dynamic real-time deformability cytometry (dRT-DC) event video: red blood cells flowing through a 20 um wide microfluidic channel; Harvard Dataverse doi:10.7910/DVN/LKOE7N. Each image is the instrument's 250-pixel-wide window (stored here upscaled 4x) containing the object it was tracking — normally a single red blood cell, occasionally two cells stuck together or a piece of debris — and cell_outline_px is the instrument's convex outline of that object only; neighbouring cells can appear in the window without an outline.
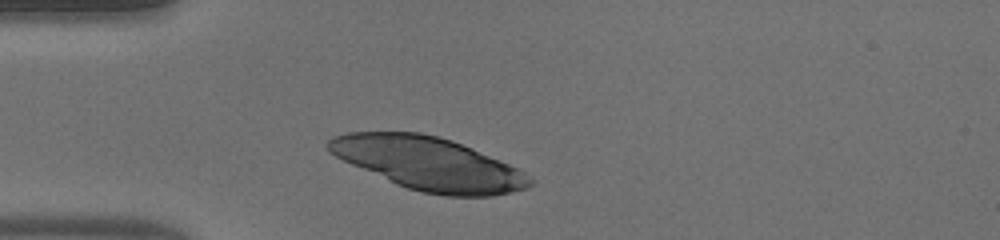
{"species": "human", "species_latin": "Homo sapiens", "temperature_condition": "warm", "stored_images_in_passage": 32, "camera_frame_rate_fps": 3000, "um_per_image_px": 0.085, "donor": {"sex": "male"}, "frame": {"image": 1, "passage_image": 1, "time_ms": 0.0, "image_size_px": [1000, 240], "cell_outline_px": [[532, 184], [528, 188], [512, 192], [492, 196], [444, 196], [420, 192], [396, 184], [352, 164], [328, 152], [328, 140], [332, 136], [348, 132], [420, 132], [452, 140], [472, 148], [520, 168], [532, 180]], "centroid_in_image_um": [36.45, 13.91], "position_along_channel_um": 48.5, "area_um2": 62.02}}